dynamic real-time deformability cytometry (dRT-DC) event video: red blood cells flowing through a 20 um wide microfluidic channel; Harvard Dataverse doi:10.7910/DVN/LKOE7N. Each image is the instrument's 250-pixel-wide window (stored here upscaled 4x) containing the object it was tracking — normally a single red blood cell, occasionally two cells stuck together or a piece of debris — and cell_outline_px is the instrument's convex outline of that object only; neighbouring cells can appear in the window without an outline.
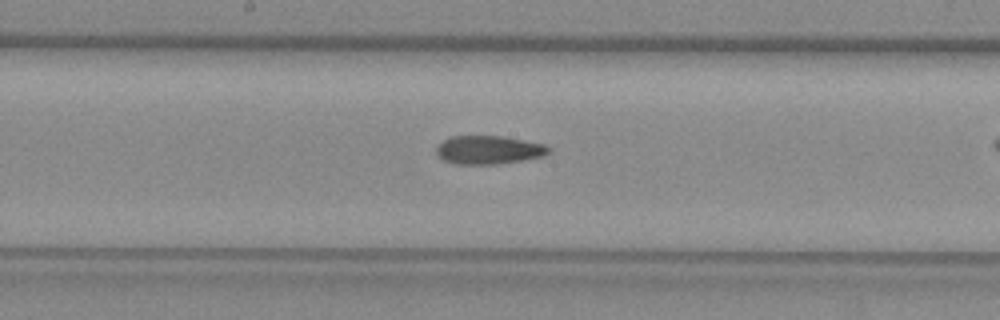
{"species": "common noctule bat (a hibernating species)", "species_latin": "Nyctalus noctula", "temperature_condition": "warm", "stored_images_in_passage": 32, "camera_frame_rate_fps": 3000, "um_per_image_px": 0.085, "animal": {"sex": "female", "body_mass_g": 29.2, "forearm_length_mm": 56.3}, "frame": {"image": 1, "passage_image": 19, "time_ms": 6.0, "image_size_px": [1000, 320], "cell_outline_px": [[552, 152], [544, 156], [524, 160], [496, 164], [456, 164], [444, 160], [436, 152], [436, 148], [444, 140], [452, 136], [500, 136], [544, 144], [552, 148]], "centroid_in_image_um": [41.59, 12.75], "position_along_channel_um": 206.6, "area_um2": 18.55}}
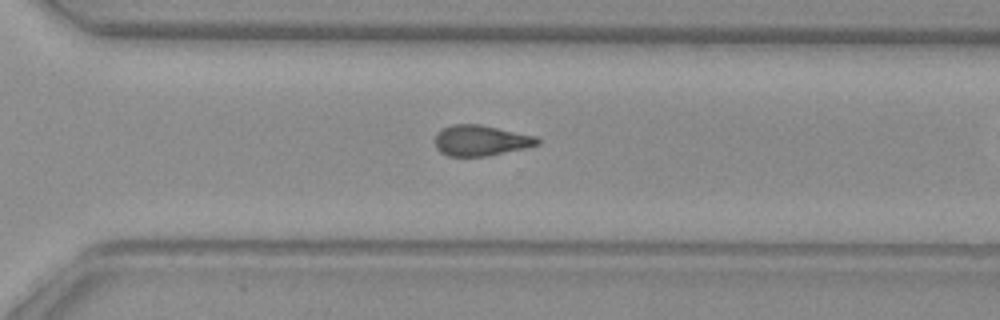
{"frame": {"image": 2, "passage_image": 28, "time_ms": 9.0, "image_size_px": [1000, 320], "cell_outline_px": [[540, 144], [528, 148], [488, 156], [448, 156], [440, 152], [436, 148], [436, 132], [452, 124], [480, 124], [536, 136], [540, 140]], "centroid_in_image_um": [40.89, 11.95], "position_along_channel_um": 329.7, "area_um2": 18.44}}